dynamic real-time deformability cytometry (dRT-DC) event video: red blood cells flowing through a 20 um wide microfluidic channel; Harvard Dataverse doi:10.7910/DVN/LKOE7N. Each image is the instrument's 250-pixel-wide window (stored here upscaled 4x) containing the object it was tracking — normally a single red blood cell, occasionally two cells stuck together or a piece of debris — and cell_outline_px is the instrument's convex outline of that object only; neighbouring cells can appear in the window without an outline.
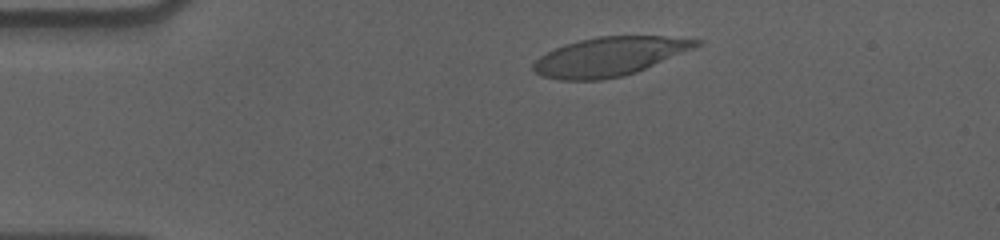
{"species": "human", "species_latin": "Homo sapiens", "temperature_condition": "cold", "stored_images_in_passage": 52, "camera_frame_rate_fps": 3000, "um_per_image_px": 0.085, "donor": {"sex": "male"}, "frame": {"image": 1, "passage_image": 6, "time_ms": 1.667, "image_size_px": [1000, 240], "cell_outline_px": [[704, 44], [636, 72], [624, 76], [600, 80], [560, 80], [540, 76], [532, 68], [532, 64], [540, 56], [564, 44], [580, 40], [600, 36], [664, 36], [704, 40]], "centroid_in_image_um": [51.82, 4.81], "position_along_channel_um": 33.2, "area_um2": 36.88}}
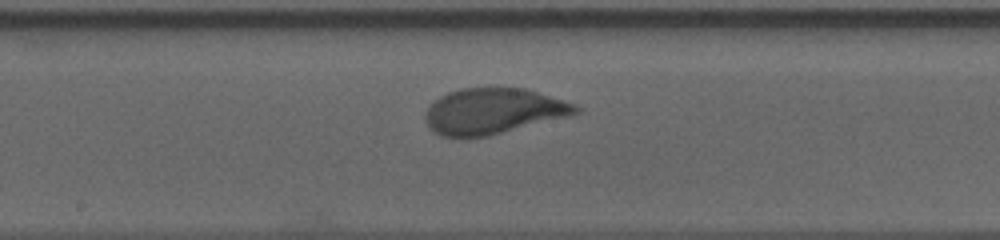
{"frame": {"image": 2, "passage_image": 25, "time_ms": 8.0, "image_size_px": [1000, 240], "cell_outline_px": [[580, 112], [572, 116], [488, 136], [440, 136], [432, 132], [428, 128], [424, 116], [428, 108], [440, 96], [448, 92], [460, 88], [524, 88], [576, 104], [580, 108]], "centroid_in_image_um": [41.94, 9.45], "position_along_channel_um": 206.3, "area_um2": 40.11}}
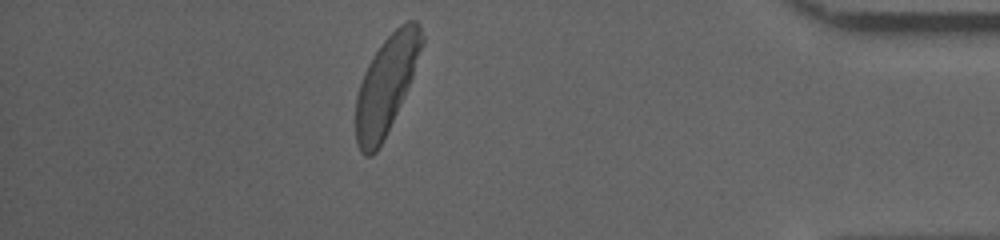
{"frame": {"image": 3, "passage_image": 45, "time_ms": 14.667, "image_size_px": [1000, 240], "cell_outline_px": [[424, 40], [412, 76], [404, 96], [376, 152], [372, 156], [364, 156], [360, 152], [356, 144], [356, 96], [364, 72], [368, 64], [384, 40], [400, 24], [408, 20], [416, 20], [420, 24], [424, 36]], "centroid_in_image_um": [32.82, 7.19], "position_along_channel_um": 402.4, "area_um2": 36.82}, "authors_computed_cell_mechanics": {"area_um2": 38.3792, "velocity_mm_per_s": 3.5441, "shape_relaxation_time_tau1_ms": 3.5242, "shape_relaxation_time_tau2_ms": null, "deformation_change_tau1": 0.18, "deformation_change_tau2": null}}